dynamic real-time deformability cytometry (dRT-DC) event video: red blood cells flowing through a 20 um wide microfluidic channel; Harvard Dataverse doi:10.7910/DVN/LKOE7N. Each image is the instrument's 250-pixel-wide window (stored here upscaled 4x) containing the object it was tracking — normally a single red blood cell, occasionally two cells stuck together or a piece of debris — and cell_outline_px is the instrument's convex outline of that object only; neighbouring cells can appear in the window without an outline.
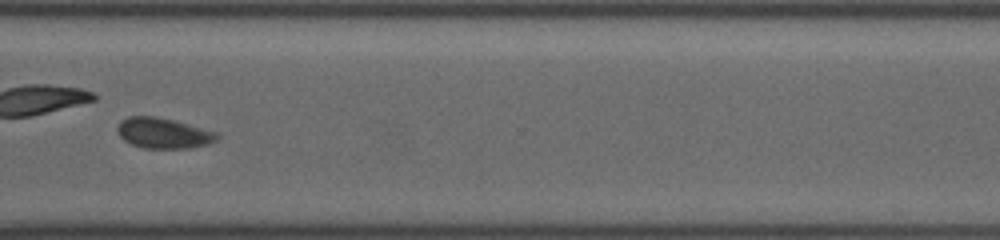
{"species": "common noctule bat (a hibernating species)", "species_latin": "Nyctalus noctula", "temperature_condition": "cold", "stored_images_in_passage": 63, "camera_frame_rate_fps": 3000, "um_per_image_px": 0.085, "animal": {"sex": "female", "body_mass_g": 19.5, "forearm_length_mm": 54.1}, "frame": {"image": 1, "passage_image": 46, "time_ms": 10.333, "image_size_px": [1000, 240], "cell_outline_px": [[220, 136], [216, 140], [208, 144], [188, 148], [144, 148], [132, 144], [124, 140], [120, 136], [116, 128], [120, 120], [128, 116], [156, 116], [172, 120], [216, 132]], "centroid_in_image_um": [13.85, 11.31], "position_along_channel_um": 356.8, "area_um2": 17.57}}
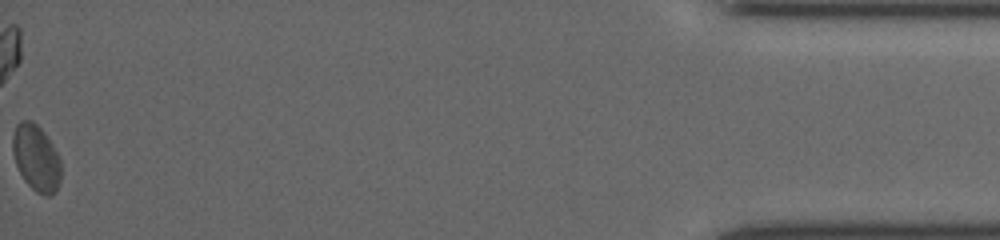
{"frame": {"image": 2, "passage_image": 62, "time_ms": 14.333, "image_size_px": [1000, 240], "cell_outline_px": [[60, 180], [56, 192], [52, 196], [44, 196], [36, 192], [24, 180], [16, 164], [12, 152], [12, 136], [16, 124], [20, 120], [32, 120], [44, 132], [52, 144], [60, 160]], "centroid_in_image_um": [3.06, 13.43], "position_along_channel_um": 432.1, "area_um2": 18.79}}